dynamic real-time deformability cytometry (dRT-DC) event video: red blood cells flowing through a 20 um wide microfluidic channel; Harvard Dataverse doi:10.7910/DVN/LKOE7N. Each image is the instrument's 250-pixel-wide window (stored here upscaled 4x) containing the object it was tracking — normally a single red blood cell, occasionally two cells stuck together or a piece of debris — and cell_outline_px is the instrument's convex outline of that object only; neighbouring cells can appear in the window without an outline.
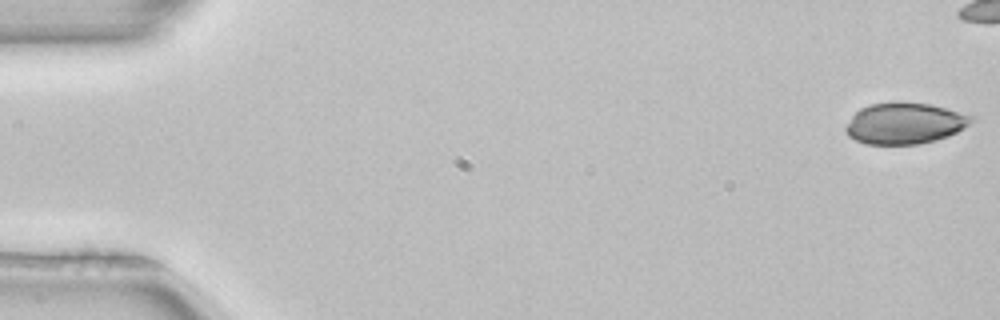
{"species": "common noctule bat (a hibernating species)", "species_latin": "Nyctalus noctula", "temperature_condition": "room temperature", "stored_images_in_passage": 42, "camera_frame_rate_fps": 3000, "um_per_image_px": 0.085, "animal": {"sex": "female", "body_mass_g": 22.7, "forearm_length_mm": 54.2}, "frame": {"image": 1, "passage_image": 1, "time_ms": 0.0, "image_size_px": [1000, 320], "cell_outline_px": [[976, 116], [964, 128], [948, 136], [936, 140], [920, 144], [864, 144], [848, 136], [844, 132], [844, 128], [852, 116], [860, 108], [872, 104], [900, 100], [904, 100], [932, 104]], "centroid_in_image_um": [76.89, 10.46], "position_along_channel_um": 8.1, "area_um2": 30.69}}